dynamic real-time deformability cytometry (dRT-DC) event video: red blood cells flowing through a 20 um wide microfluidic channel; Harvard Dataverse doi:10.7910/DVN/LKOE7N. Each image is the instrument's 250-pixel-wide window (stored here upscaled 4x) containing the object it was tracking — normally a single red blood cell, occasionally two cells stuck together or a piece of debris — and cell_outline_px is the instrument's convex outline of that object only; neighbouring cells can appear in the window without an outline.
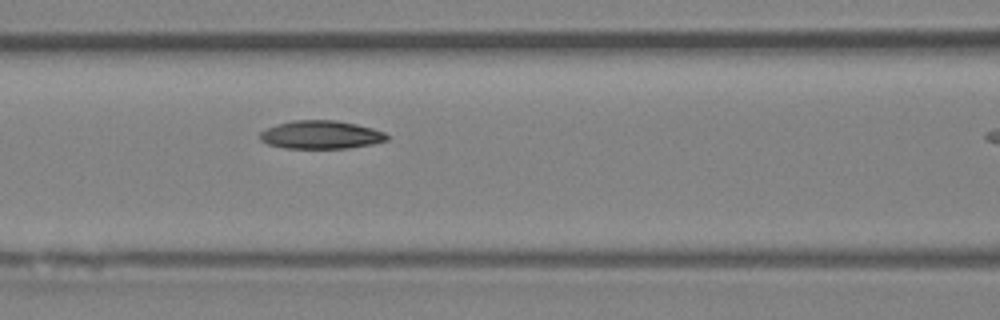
{"species": "Egyptian fruit bat (a non-hibernating species)", "species_latin": "Rousettus aegyptiacus", "temperature_condition": "room temperature", "stored_images_in_passage": 4, "segment_of_instrument_passage": [1, 2], "camera_frame_rate_fps": 3000, "um_per_image_px": 0.085, "animal": {"sex": "female"}, "frame": {"image": 1, "passage_image": 3, "time_ms": 3.0, "image_size_px": [1000, 320], "cell_outline_px": [[388, 140], [372, 144], [348, 148], [284, 148], [268, 144], [260, 140], [260, 132], [276, 124], [292, 120], [336, 120], [356, 124], [372, 128], [384, 132], [388, 136]], "centroid_in_image_um": [27.27, 11.45], "position_along_channel_um": 139.3, "area_um2": 20.87}}